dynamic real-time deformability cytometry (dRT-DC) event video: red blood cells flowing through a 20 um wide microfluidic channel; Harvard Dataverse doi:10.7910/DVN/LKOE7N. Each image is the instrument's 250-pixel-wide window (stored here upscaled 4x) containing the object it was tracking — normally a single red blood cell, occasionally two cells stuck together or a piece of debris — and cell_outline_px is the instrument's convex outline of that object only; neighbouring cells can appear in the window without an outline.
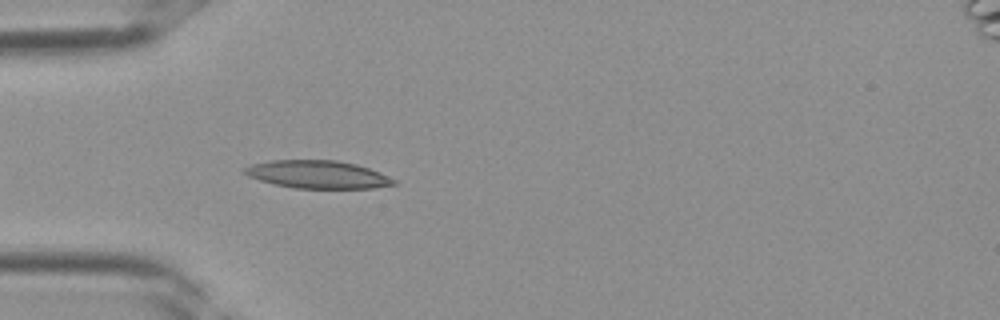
{"species": "Egyptian fruit bat (a non-hibernating species)", "species_latin": "Rousettus aegyptiacus", "temperature_condition": "room temperature", "stored_images_in_passage": 28, "camera_frame_rate_fps": 3000, "um_per_image_px": 0.085, "frame": {"image": 1, "passage_image": 3, "time_ms": 0.667, "image_size_px": [1000, 320], "cell_outline_px": [[396, 184], [372, 188], [296, 188], [276, 184], [260, 180], [248, 176], [244, 172], [244, 168], [252, 164], [268, 160], [336, 160], [356, 164], [380, 172], [396, 180]], "centroid_in_image_um": [27.01, 14.82], "position_along_channel_um": 58.0, "area_um2": 24.04}}
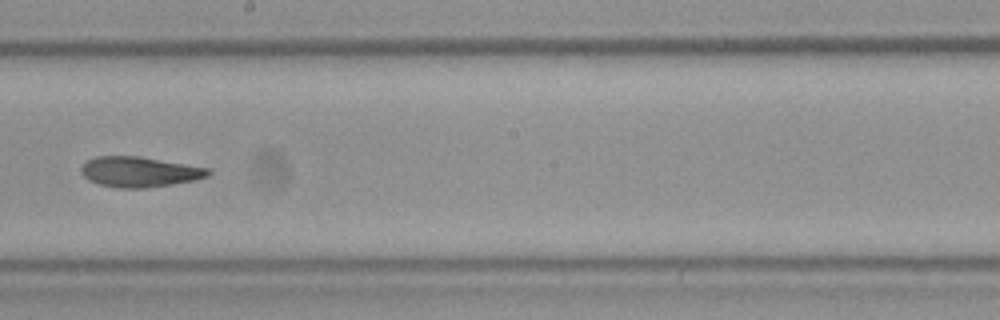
{"frame": {"image": 2, "passage_image": 13, "time_ms": 4.0, "image_size_px": [1000, 320], "cell_outline_px": [[212, 172], [208, 176], [192, 180], [172, 184], [144, 188], [116, 188], [100, 184], [88, 180], [80, 172], [80, 168], [88, 160], [96, 156], [140, 156], [208, 168]], "centroid_in_image_um": [11.82, 14.6], "position_along_channel_um": 236.4, "area_um2": 22.31}}
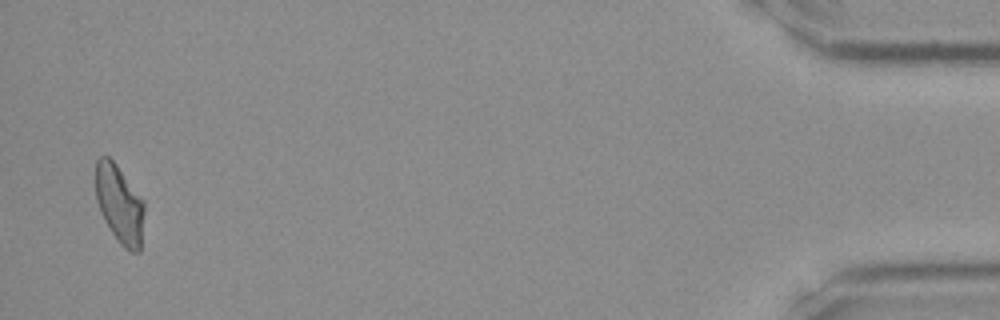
{"frame": {"image": 3, "passage_image": 28, "time_ms": 9.0, "image_size_px": [1000, 320], "cell_outline_px": [[144, 212], [140, 252], [132, 252], [124, 248], [120, 244], [104, 220], [100, 212], [96, 200], [96, 160], [100, 156], [108, 156], [116, 164], [144, 200]], "centroid_in_image_um": [10.16, 17.35], "position_along_channel_um": 425.0, "area_um2": 22.2}}